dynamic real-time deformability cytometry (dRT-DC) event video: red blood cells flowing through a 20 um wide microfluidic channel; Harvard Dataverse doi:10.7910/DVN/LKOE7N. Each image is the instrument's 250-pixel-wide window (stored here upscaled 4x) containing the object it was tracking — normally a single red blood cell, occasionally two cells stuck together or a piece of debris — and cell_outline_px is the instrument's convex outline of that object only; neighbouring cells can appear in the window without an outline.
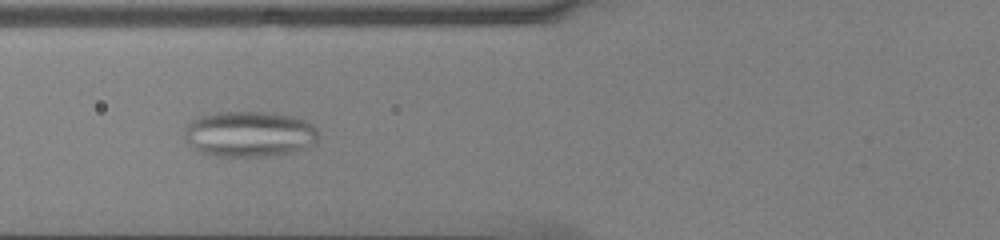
{"species": "common noctule bat (a hibernating species)", "species_latin": "Nyctalus noctula", "temperature_condition": "cold", "stored_images_in_passage": 49, "camera_frame_rate_fps": 3000, "um_per_image_px": 0.085, "animal": {"sex": "male", "body_mass_g": 13.0, "forearm_length_mm": 53.1}, "frame": {"image": 1, "passage_image": 18, "time_ms": 5.667, "image_size_px": [1000, 240], "cell_outline_px": [[316, 144], [308, 148], [296, 152], [268, 156], [216, 156], [200, 152], [192, 148], [184, 140], [184, 132], [188, 124], [192, 120], [200, 116], [216, 112], [272, 112], [292, 116], [304, 120], [312, 124], [316, 128]], "centroid_in_image_um": [21.19, 11.4], "position_along_channel_um": 104.6, "area_um2": 36.07}}
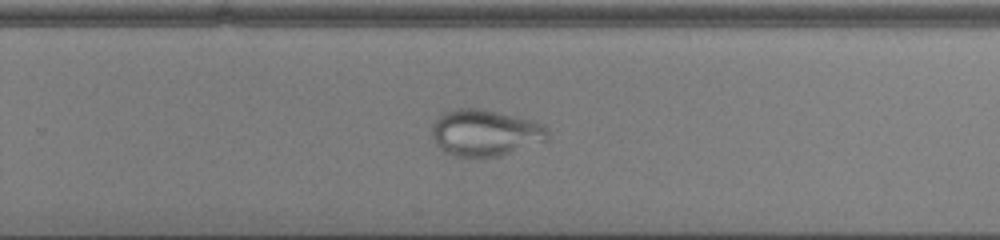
{"frame": {"image": 2, "passage_image": 32, "time_ms": 10.333, "image_size_px": [1000, 240], "cell_outline_px": [[548, 136], [544, 140], [500, 156], [456, 156], [444, 152], [436, 144], [432, 136], [432, 124], [444, 112], [456, 108], [480, 108], [532, 120], [544, 124], [548, 128]], "centroid_in_image_um": [41.21, 11.27], "position_along_channel_um": 288.6, "area_um2": 31.04}}
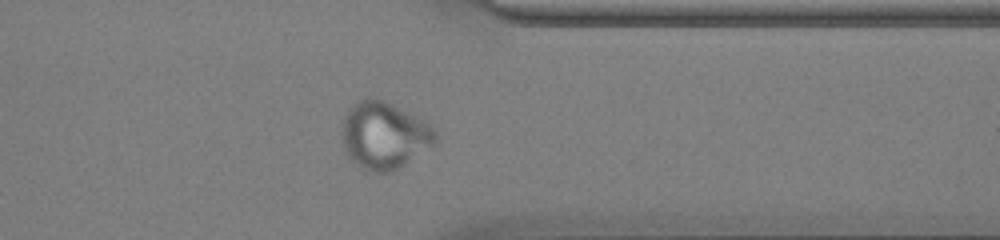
{"frame": {"image": 3, "passage_image": 39, "time_ms": 12.667, "image_size_px": [1000, 240], "cell_outline_px": [[436, 144], [404, 164], [388, 172], [364, 172], [348, 156], [344, 148], [344, 116], [348, 108], [352, 104], [360, 100], [380, 100], [408, 112], [428, 124], [436, 132]], "centroid_in_image_um": [32.65, 11.55], "position_along_channel_um": 378.8, "area_um2": 35.66}}